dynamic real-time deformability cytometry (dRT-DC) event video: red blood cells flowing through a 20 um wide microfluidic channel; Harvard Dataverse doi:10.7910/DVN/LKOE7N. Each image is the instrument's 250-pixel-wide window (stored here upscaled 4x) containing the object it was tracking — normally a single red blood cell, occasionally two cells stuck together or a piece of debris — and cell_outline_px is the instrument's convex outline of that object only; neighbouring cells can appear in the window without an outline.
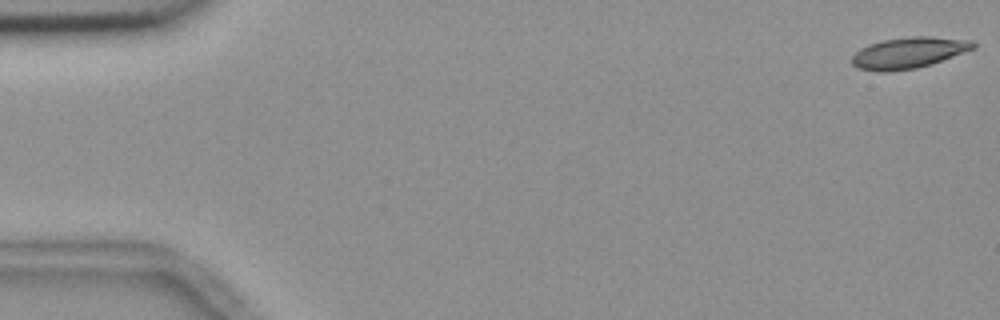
{"species": "common noctule bat (a hibernating species)", "species_latin": "Nyctalus noctula", "temperature_condition": "room temperature", "stored_images_in_passage": 56, "camera_frame_rate_fps": 3000, "um_per_image_px": 0.085, "animal": {"sex": "female", "body_mass_g": 18.4}, "frame": {"image": 1, "passage_image": 1, "time_ms": 0.0, "image_size_px": [1000, 320], "cell_outline_px": [[976, 48], [932, 64], [916, 68], [888, 72], [880, 72], [856, 68], [852, 64], [852, 56], [860, 48], [868, 44], [884, 40], [912, 36], [932, 36], [972, 40], [976, 44]], "centroid_in_image_um": [77.24, 4.49], "position_along_channel_um": 7.8, "area_um2": 22.2}}
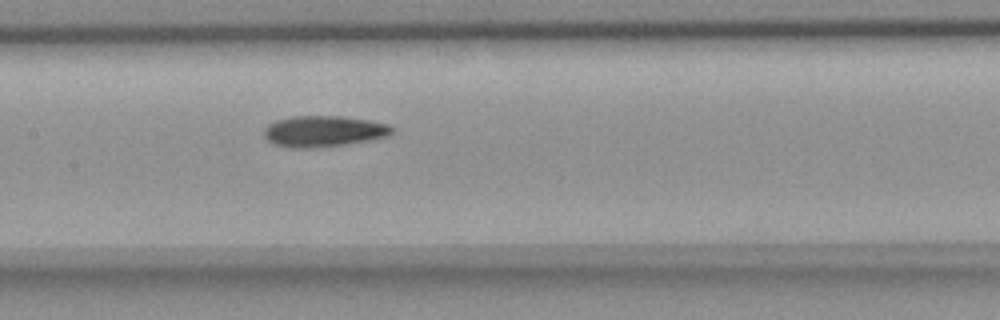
{"frame": {"image": 2, "passage_image": 27, "time_ms": 8.667, "image_size_px": [1000, 320], "cell_outline_px": [[396, 132], [388, 136], [372, 140], [344, 144], [308, 148], [292, 148], [276, 144], [268, 140], [264, 136], [264, 128], [268, 124], [276, 120], [292, 116], [340, 116], [368, 120], [388, 124], [396, 128]], "centroid_in_image_um": [27.55, 11.15], "position_along_channel_um": 179.8, "area_um2": 23.24}}
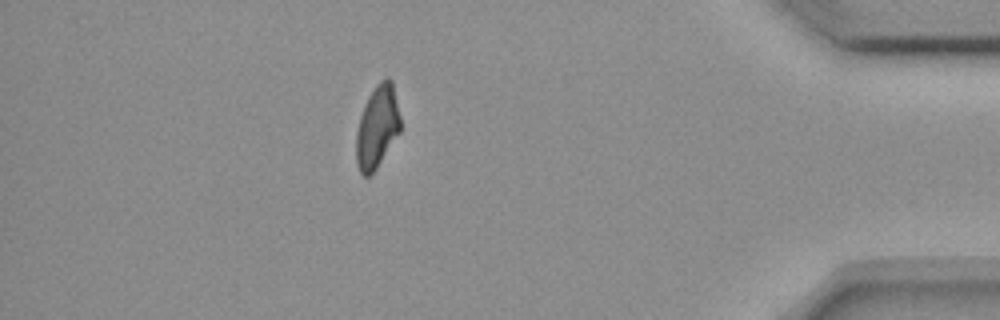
{"frame": {"image": 3, "passage_image": 49, "time_ms": 16.0, "image_size_px": [1000, 320], "cell_outline_px": [[400, 132], [376, 168], [368, 176], [364, 176], [360, 172], [356, 164], [356, 132], [360, 116], [364, 104], [368, 96], [376, 84], [380, 80], [388, 76], [392, 80], [400, 116]], "centroid_in_image_um": [32.05, 10.75], "position_along_channel_um": 403.1, "area_um2": 21.27}, "authors_computed_cell_mechanics": {"area_um2": 22.2241, "velocity_mm_per_s": 3.6457, "shape_relaxation_time_tau1_ms": 8.318, "shape_relaxation_time_tau2_ms": 7.1932, "deformation_change_tau1": 0.1848, "deformation_change_tau2": 0.1416}}